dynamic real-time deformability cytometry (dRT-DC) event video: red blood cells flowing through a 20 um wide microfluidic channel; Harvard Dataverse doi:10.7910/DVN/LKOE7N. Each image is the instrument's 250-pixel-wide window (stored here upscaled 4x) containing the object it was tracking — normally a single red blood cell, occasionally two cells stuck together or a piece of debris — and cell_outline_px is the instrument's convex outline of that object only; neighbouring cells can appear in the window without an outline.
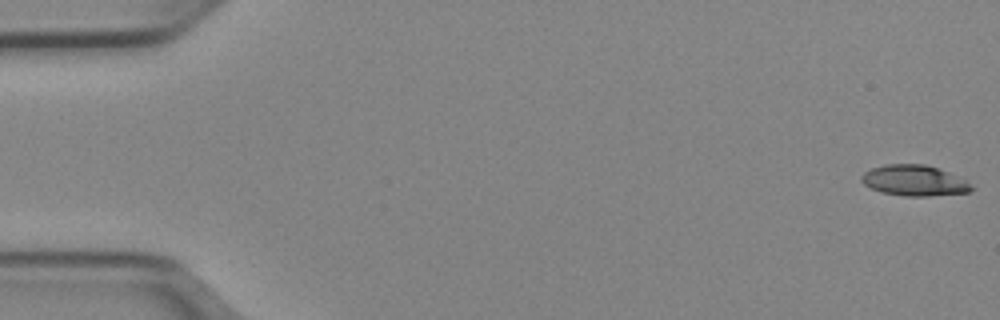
{"species": "Egyptian fruit bat (a non-hibernating species)", "species_latin": "Rousettus aegyptiacus", "temperature_condition": "cold", "stored_images_in_passage": 51, "camera_frame_rate_fps": 3000, "um_per_image_px": 0.085, "animal": {"sex": "female"}, "frame": {"image": 1, "passage_image": 1, "time_ms": 0.0, "image_size_px": [1000, 320], "cell_outline_px": [[972, 188], [968, 192], [928, 196], [904, 196], [880, 192], [864, 184], [860, 180], [860, 176], [864, 172], [872, 168], [884, 164], [924, 164], [948, 172], [964, 180]], "centroid_in_image_um": [77.63, 15.34], "position_along_channel_um": 7.4, "area_um2": 19.42}}
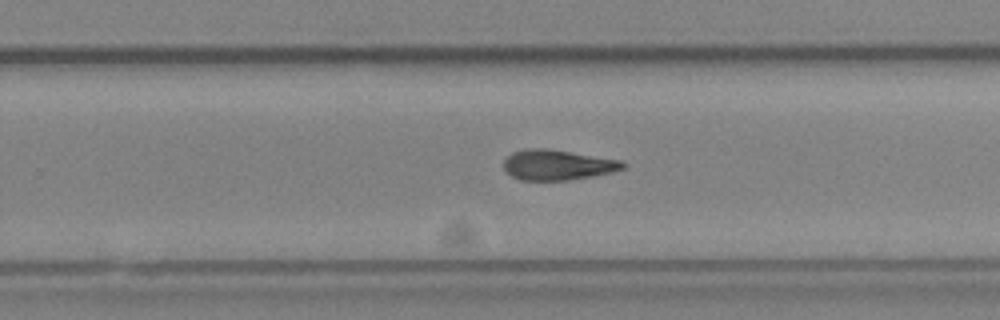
{"frame": {"image": 2, "passage_image": 33, "time_ms": 10.667, "image_size_px": [1000, 320], "cell_outline_px": [[624, 168], [612, 172], [592, 176], [568, 180], [520, 180], [512, 176], [504, 168], [504, 160], [512, 152], [528, 148], [544, 148], [620, 160], [624, 164]], "centroid_in_image_um": [47.35, 14.02], "position_along_channel_um": 282.5, "area_um2": 20.69}}
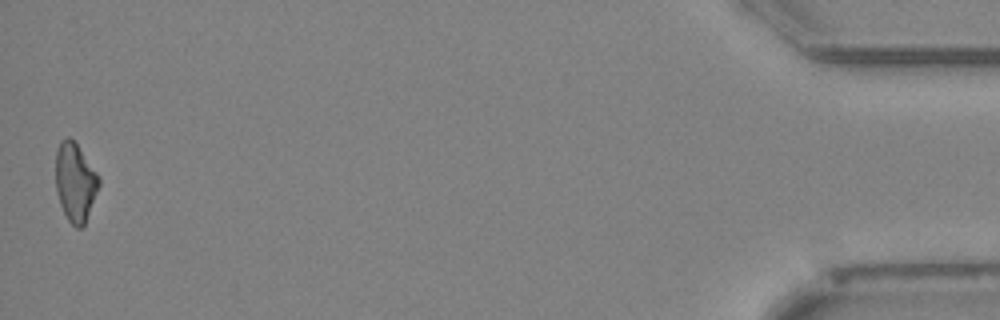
{"frame": {"image": 3, "passage_image": 51, "time_ms": 16.667, "image_size_px": [1000, 320], "cell_outline_px": [[100, 184], [84, 228], [76, 228], [68, 220], [60, 204], [56, 192], [56, 148], [60, 140], [68, 136], [76, 144], [100, 176]], "centroid_in_image_um": [6.4, 15.5], "position_along_channel_um": 428.8, "area_um2": 19.94}, "authors_computed_cell_mechanics": {"area_um2": 20.6924, "velocity_mm_per_s": 3.9671, "shape_relaxation_time_tau1_ms": 5.7216, "shape_relaxation_time_tau2_ms": 8.7687, "deformation_change_tau1": 0.1756, "deformation_change_tau2": 0.2169}}